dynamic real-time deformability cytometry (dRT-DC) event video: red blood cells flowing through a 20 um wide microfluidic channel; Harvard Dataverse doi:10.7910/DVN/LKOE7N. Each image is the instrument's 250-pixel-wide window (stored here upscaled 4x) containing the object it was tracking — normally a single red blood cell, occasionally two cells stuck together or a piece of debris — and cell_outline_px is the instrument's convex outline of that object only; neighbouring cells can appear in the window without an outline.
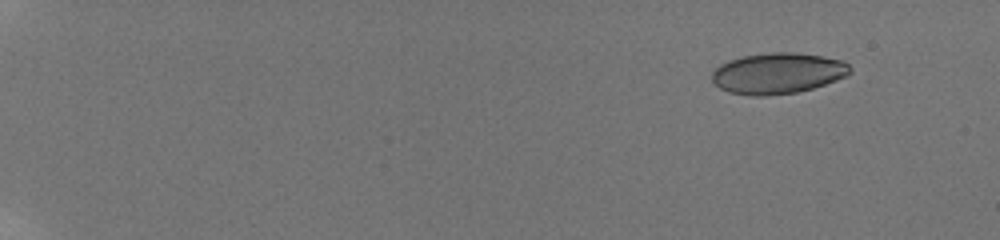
{"species": "human", "species_latin": "Homo sapiens", "temperature_condition": "room temperature", "stored_images_in_passage": 50, "camera_frame_rate_fps": 3000, "um_per_image_px": 0.085, "donor": {"sex": "male"}, "frame": {"image": 1, "passage_image": 1, "time_ms": 0.0, "image_size_px": [1000, 240], "cell_outline_px": [[852, 72], [848, 76], [812, 88], [796, 92], [768, 96], [752, 96], [728, 92], [720, 88], [712, 80], [712, 72], [720, 64], [728, 60], [744, 56], [772, 52], [796, 52], [824, 56], [840, 60], [848, 64], [852, 68]], "centroid_in_image_um": [66.12, 6.23], "position_along_channel_um": 18.9, "area_um2": 33.06}}
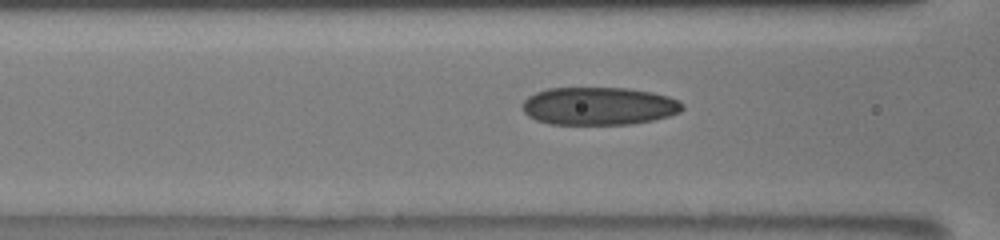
{"frame": {"image": 2, "passage_image": 20, "time_ms": 7.333, "image_size_px": [1000, 240], "cell_outline_px": [[684, 108], [680, 112], [668, 116], [652, 120], [632, 124], [548, 124], [536, 120], [528, 116], [524, 112], [520, 104], [528, 96], [536, 92], [548, 88], [628, 88], [652, 92], [668, 96], [680, 100], [684, 104]], "centroid_in_image_um": [50.89, 9.01], "position_along_channel_um": 115.7, "area_um2": 35.6}}
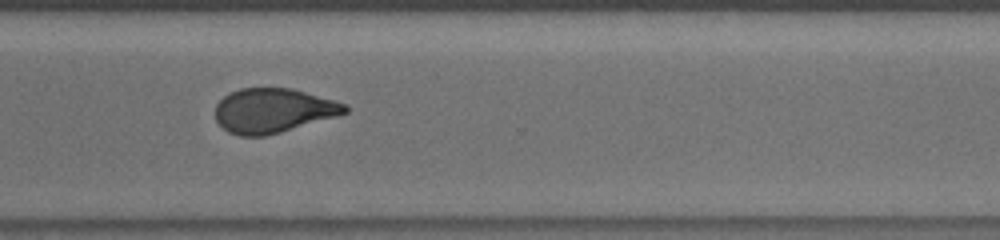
{"frame": {"image": 3, "passage_image": 40, "time_ms": 13.333, "image_size_px": [1000, 240], "cell_outline_px": [[348, 112], [340, 116], [280, 132], [264, 136], [240, 136], [228, 132], [216, 120], [216, 104], [224, 96], [240, 88], [292, 88], [336, 100], [348, 104]], "centroid_in_image_um": [23.27, 9.39], "position_along_channel_um": 347.3, "area_um2": 33.76}, "authors_computed_cell_mechanics": {"area_um2": 34.5355, "velocity_mm_per_s": 3.8647, "shape_relaxation_time_tau1_ms": 6.036, "shape_relaxation_time_tau2_ms": 1.8677, "deformation_change_tau1": 0.1718, "deformation_change_tau2": 0.0745}}